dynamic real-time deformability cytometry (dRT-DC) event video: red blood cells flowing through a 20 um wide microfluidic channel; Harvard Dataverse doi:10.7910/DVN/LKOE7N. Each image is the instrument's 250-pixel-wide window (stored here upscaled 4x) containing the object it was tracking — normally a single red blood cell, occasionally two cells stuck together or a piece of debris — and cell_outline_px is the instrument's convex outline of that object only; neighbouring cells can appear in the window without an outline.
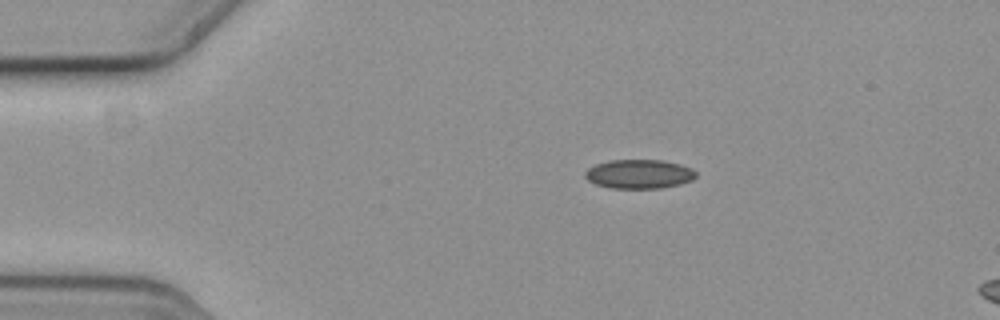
{"species": "common noctule bat (a hibernating species)", "species_latin": "Nyctalus noctula", "temperature_condition": "cold", "stored_images_in_passage": 7, "camera_frame_rate_fps": 3000, "um_per_image_px": 0.085, "animal": {"sex": "female", "body_mass_g": 19.3, "forearm_length_mm": 54.1}, "frame": {"image": 1, "passage_image": 1, "time_ms": 0.0, "image_size_px": [1000, 320], "cell_outline_px": [[696, 176], [692, 180], [680, 184], [660, 188], [612, 188], [596, 184], [588, 180], [584, 176], [584, 172], [588, 168], [596, 164], [608, 160], [664, 160], [680, 164], [692, 168], [696, 172]], "centroid_in_image_um": [54.32, 14.78], "position_along_channel_um": 30.7, "area_um2": 18.84}}